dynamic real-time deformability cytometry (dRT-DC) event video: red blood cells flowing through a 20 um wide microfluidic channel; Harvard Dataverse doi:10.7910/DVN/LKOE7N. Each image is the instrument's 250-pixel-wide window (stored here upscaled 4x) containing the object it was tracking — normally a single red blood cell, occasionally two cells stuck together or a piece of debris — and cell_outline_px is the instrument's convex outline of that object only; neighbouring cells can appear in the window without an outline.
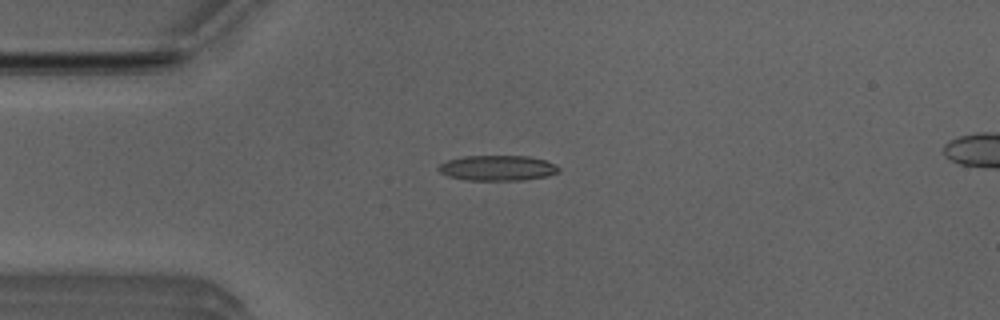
{"species": "Egyptian fruit bat (a non-hibernating species)", "species_latin": "Rousettus aegyptiacus", "temperature_condition": "room temperature", "stored_images_in_passage": 5, "camera_frame_rate_fps": 3000, "um_per_image_px": 0.085, "animal": {"sex": "male"}, "frame": {"image": 1, "passage_image": 2, "time_ms": 0.333, "image_size_px": [1000, 320], "cell_outline_px": [[560, 172], [548, 176], [524, 180], [464, 180], [448, 176], [440, 172], [436, 168], [440, 164], [448, 160], [464, 156], [528, 156], [544, 160], [556, 164], [560, 168]], "centroid_in_image_um": [42.31, 14.28], "position_along_channel_um": 42.7, "area_um2": 17.86}}